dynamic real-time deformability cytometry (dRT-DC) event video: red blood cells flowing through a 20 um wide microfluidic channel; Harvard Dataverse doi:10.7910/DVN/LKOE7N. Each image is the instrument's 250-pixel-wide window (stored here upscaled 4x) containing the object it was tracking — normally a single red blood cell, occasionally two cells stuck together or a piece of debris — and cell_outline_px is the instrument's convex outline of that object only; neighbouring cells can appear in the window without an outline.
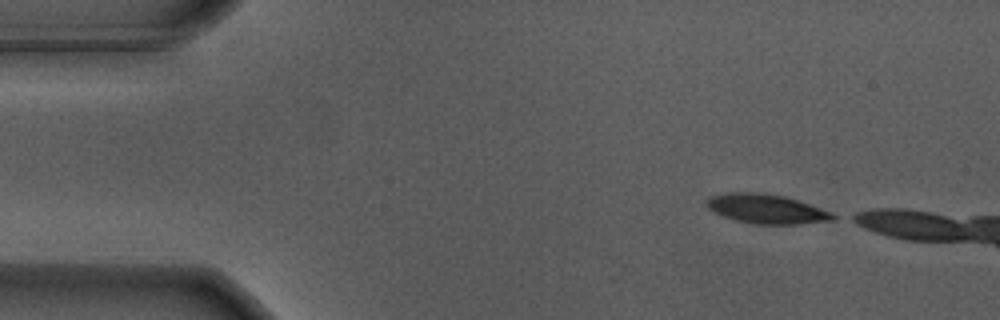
{"species": "Egyptian fruit bat (a non-hibernating species)", "species_latin": "Rousettus aegyptiacus", "temperature_condition": "warm", "stored_images_in_passage": 8, "camera_frame_rate_fps": 3000, "um_per_image_px": 0.085, "animal": {"sex": "male"}, "frame": {"image": 1, "passage_image": 1, "time_ms": 0.0, "image_size_px": [1000, 320], "cell_outline_px": [[840, 216], [836, 220], [796, 224], [752, 224], [736, 220], [724, 216], [708, 208], [704, 200], [712, 196], [728, 192], [756, 192], [784, 196], [832, 212]], "centroid_in_image_um": [65.17, 17.76], "position_along_channel_um": 19.8, "area_um2": 21.56}}